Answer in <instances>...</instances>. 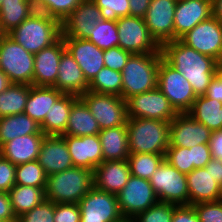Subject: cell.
<instances>
[{"label":"cell","instance_id":"obj_40","mask_svg":"<svg viewBox=\"0 0 222 222\" xmlns=\"http://www.w3.org/2000/svg\"><path fill=\"white\" fill-rule=\"evenodd\" d=\"M48 175L37 160L16 166L15 185L45 188Z\"/></svg>","mask_w":222,"mask_h":222},{"label":"cell","instance_id":"obj_54","mask_svg":"<svg viewBox=\"0 0 222 222\" xmlns=\"http://www.w3.org/2000/svg\"><path fill=\"white\" fill-rule=\"evenodd\" d=\"M151 0H129L130 16L144 18Z\"/></svg>","mask_w":222,"mask_h":222},{"label":"cell","instance_id":"obj_4","mask_svg":"<svg viewBox=\"0 0 222 222\" xmlns=\"http://www.w3.org/2000/svg\"><path fill=\"white\" fill-rule=\"evenodd\" d=\"M93 187L92 170L72 167L47 177L45 198L54 203L78 204Z\"/></svg>","mask_w":222,"mask_h":222},{"label":"cell","instance_id":"obj_20","mask_svg":"<svg viewBox=\"0 0 222 222\" xmlns=\"http://www.w3.org/2000/svg\"><path fill=\"white\" fill-rule=\"evenodd\" d=\"M74 167L94 170L103 162V151L99 135L63 136Z\"/></svg>","mask_w":222,"mask_h":222},{"label":"cell","instance_id":"obj_41","mask_svg":"<svg viewBox=\"0 0 222 222\" xmlns=\"http://www.w3.org/2000/svg\"><path fill=\"white\" fill-rule=\"evenodd\" d=\"M173 216V204L157 202L152 207L137 214L129 222H171Z\"/></svg>","mask_w":222,"mask_h":222},{"label":"cell","instance_id":"obj_23","mask_svg":"<svg viewBox=\"0 0 222 222\" xmlns=\"http://www.w3.org/2000/svg\"><path fill=\"white\" fill-rule=\"evenodd\" d=\"M131 175L128 160L103 161L93 170L94 187L117 195Z\"/></svg>","mask_w":222,"mask_h":222},{"label":"cell","instance_id":"obj_12","mask_svg":"<svg viewBox=\"0 0 222 222\" xmlns=\"http://www.w3.org/2000/svg\"><path fill=\"white\" fill-rule=\"evenodd\" d=\"M80 222H126L117 196L93 187L80 201Z\"/></svg>","mask_w":222,"mask_h":222},{"label":"cell","instance_id":"obj_22","mask_svg":"<svg viewBox=\"0 0 222 222\" xmlns=\"http://www.w3.org/2000/svg\"><path fill=\"white\" fill-rule=\"evenodd\" d=\"M66 50L63 38L34 54L33 86L52 87L58 77L59 63Z\"/></svg>","mask_w":222,"mask_h":222},{"label":"cell","instance_id":"obj_43","mask_svg":"<svg viewBox=\"0 0 222 222\" xmlns=\"http://www.w3.org/2000/svg\"><path fill=\"white\" fill-rule=\"evenodd\" d=\"M164 160L174 166L179 172L188 174L194 170L191 151L185 147H168Z\"/></svg>","mask_w":222,"mask_h":222},{"label":"cell","instance_id":"obj_3","mask_svg":"<svg viewBox=\"0 0 222 222\" xmlns=\"http://www.w3.org/2000/svg\"><path fill=\"white\" fill-rule=\"evenodd\" d=\"M129 153L165 155L169 147L170 122L145 119H127Z\"/></svg>","mask_w":222,"mask_h":222},{"label":"cell","instance_id":"obj_49","mask_svg":"<svg viewBox=\"0 0 222 222\" xmlns=\"http://www.w3.org/2000/svg\"><path fill=\"white\" fill-rule=\"evenodd\" d=\"M191 151L192 164L194 169L205 167L212 159L209 144H200L189 148Z\"/></svg>","mask_w":222,"mask_h":222},{"label":"cell","instance_id":"obj_45","mask_svg":"<svg viewBox=\"0 0 222 222\" xmlns=\"http://www.w3.org/2000/svg\"><path fill=\"white\" fill-rule=\"evenodd\" d=\"M199 222H222V200L193 204Z\"/></svg>","mask_w":222,"mask_h":222},{"label":"cell","instance_id":"obj_29","mask_svg":"<svg viewBox=\"0 0 222 222\" xmlns=\"http://www.w3.org/2000/svg\"><path fill=\"white\" fill-rule=\"evenodd\" d=\"M103 151V161L128 160V133L127 126H116L99 132Z\"/></svg>","mask_w":222,"mask_h":222},{"label":"cell","instance_id":"obj_44","mask_svg":"<svg viewBox=\"0 0 222 222\" xmlns=\"http://www.w3.org/2000/svg\"><path fill=\"white\" fill-rule=\"evenodd\" d=\"M54 202L45 199L32 210L17 218V222H54Z\"/></svg>","mask_w":222,"mask_h":222},{"label":"cell","instance_id":"obj_18","mask_svg":"<svg viewBox=\"0 0 222 222\" xmlns=\"http://www.w3.org/2000/svg\"><path fill=\"white\" fill-rule=\"evenodd\" d=\"M211 16L210 0H178L174 13V40L180 39L198 23Z\"/></svg>","mask_w":222,"mask_h":222},{"label":"cell","instance_id":"obj_57","mask_svg":"<svg viewBox=\"0 0 222 222\" xmlns=\"http://www.w3.org/2000/svg\"><path fill=\"white\" fill-rule=\"evenodd\" d=\"M12 82L8 78V76L0 69V93L5 91Z\"/></svg>","mask_w":222,"mask_h":222},{"label":"cell","instance_id":"obj_55","mask_svg":"<svg viewBox=\"0 0 222 222\" xmlns=\"http://www.w3.org/2000/svg\"><path fill=\"white\" fill-rule=\"evenodd\" d=\"M210 168L211 175L215 181L222 187V160L212 158L205 166Z\"/></svg>","mask_w":222,"mask_h":222},{"label":"cell","instance_id":"obj_17","mask_svg":"<svg viewBox=\"0 0 222 222\" xmlns=\"http://www.w3.org/2000/svg\"><path fill=\"white\" fill-rule=\"evenodd\" d=\"M66 50L72 55L77 62L88 83L103 68L104 50L88 39H77L71 37H62Z\"/></svg>","mask_w":222,"mask_h":222},{"label":"cell","instance_id":"obj_24","mask_svg":"<svg viewBox=\"0 0 222 222\" xmlns=\"http://www.w3.org/2000/svg\"><path fill=\"white\" fill-rule=\"evenodd\" d=\"M189 205L221 200V186L211 175L210 168H198L186 174Z\"/></svg>","mask_w":222,"mask_h":222},{"label":"cell","instance_id":"obj_50","mask_svg":"<svg viewBox=\"0 0 222 222\" xmlns=\"http://www.w3.org/2000/svg\"><path fill=\"white\" fill-rule=\"evenodd\" d=\"M171 222H199V218L193 205H173Z\"/></svg>","mask_w":222,"mask_h":222},{"label":"cell","instance_id":"obj_16","mask_svg":"<svg viewBox=\"0 0 222 222\" xmlns=\"http://www.w3.org/2000/svg\"><path fill=\"white\" fill-rule=\"evenodd\" d=\"M212 132L188 113H178L170 122L169 147L190 148L209 144Z\"/></svg>","mask_w":222,"mask_h":222},{"label":"cell","instance_id":"obj_38","mask_svg":"<svg viewBox=\"0 0 222 222\" xmlns=\"http://www.w3.org/2000/svg\"><path fill=\"white\" fill-rule=\"evenodd\" d=\"M83 0H31L35 11L47 14L61 23Z\"/></svg>","mask_w":222,"mask_h":222},{"label":"cell","instance_id":"obj_39","mask_svg":"<svg viewBox=\"0 0 222 222\" xmlns=\"http://www.w3.org/2000/svg\"><path fill=\"white\" fill-rule=\"evenodd\" d=\"M88 40L102 50L117 47L119 37L116 21L99 20L96 27L92 31H89Z\"/></svg>","mask_w":222,"mask_h":222},{"label":"cell","instance_id":"obj_10","mask_svg":"<svg viewBox=\"0 0 222 222\" xmlns=\"http://www.w3.org/2000/svg\"><path fill=\"white\" fill-rule=\"evenodd\" d=\"M118 46L131 54L162 53L161 46L150 35L143 18L121 17L116 21Z\"/></svg>","mask_w":222,"mask_h":222},{"label":"cell","instance_id":"obj_14","mask_svg":"<svg viewBox=\"0 0 222 222\" xmlns=\"http://www.w3.org/2000/svg\"><path fill=\"white\" fill-rule=\"evenodd\" d=\"M180 40L203 55L222 61V23L211 16L201 21Z\"/></svg>","mask_w":222,"mask_h":222},{"label":"cell","instance_id":"obj_21","mask_svg":"<svg viewBox=\"0 0 222 222\" xmlns=\"http://www.w3.org/2000/svg\"><path fill=\"white\" fill-rule=\"evenodd\" d=\"M37 161L49 176L74 167L63 136L45 135Z\"/></svg>","mask_w":222,"mask_h":222},{"label":"cell","instance_id":"obj_36","mask_svg":"<svg viewBox=\"0 0 222 222\" xmlns=\"http://www.w3.org/2000/svg\"><path fill=\"white\" fill-rule=\"evenodd\" d=\"M88 91L122 97L121 72L103 67L89 83Z\"/></svg>","mask_w":222,"mask_h":222},{"label":"cell","instance_id":"obj_2","mask_svg":"<svg viewBox=\"0 0 222 222\" xmlns=\"http://www.w3.org/2000/svg\"><path fill=\"white\" fill-rule=\"evenodd\" d=\"M8 35L26 51L36 54L61 38L62 23L45 13L34 11Z\"/></svg>","mask_w":222,"mask_h":222},{"label":"cell","instance_id":"obj_46","mask_svg":"<svg viewBox=\"0 0 222 222\" xmlns=\"http://www.w3.org/2000/svg\"><path fill=\"white\" fill-rule=\"evenodd\" d=\"M132 54L119 46L104 50V65L107 68L121 72Z\"/></svg>","mask_w":222,"mask_h":222},{"label":"cell","instance_id":"obj_11","mask_svg":"<svg viewBox=\"0 0 222 222\" xmlns=\"http://www.w3.org/2000/svg\"><path fill=\"white\" fill-rule=\"evenodd\" d=\"M116 196L119 211L126 222L158 202L150 181L133 175Z\"/></svg>","mask_w":222,"mask_h":222},{"label":"cell","instance_id":"obj_31","mask_svg":"<svg viewBox=\"0 0 222 222\" xmlns=\"http://www.w3.org/2000/svg\"><path fill=\"white\" fill-rule=\"evenodd\" d=\"M29 134H44L40 125L25 113L0 117V147L8 141Z\"/></svg>","mask_w":222,"mask_h":222},{"label":"cell","instance_id":"obj_34","mask_svg":"<svg viewBox=\"0 0 222 222\" xmlns=\"http://www.w3.org/2000/svg\"><path fill=\"white\" fill-rule=\"evenodd\" d=\"M44 189L26 185H14L11 188L8 195L17 218L46 199Z\"/></svg>","mask_w":222,"mask_h":222},{"label":"cell","instance_id":"obj_51","mask_svg":"<svg viewBox=\"0 0 222 222\" xmlns=\"http://www.w3.org/2000/svg\"><path fill=\"white\" fill-rule=\"evenodd\" d=\"M0 221L17 222L8 193L0 192Z\"/></svg>","mask_w":222,"mask_h":222},{"label":"cell","instance_id":"obj_1","mask_svg":"<svg viewBox=\"0 0 222 222\" xmlns=\"http://www.w3.org/2000/svg\"><path fill=\"white\" fill-rule=\"evenodd\" d=\"M163 58L190 82L195 95L203 96L220 69V63L184 44L180 39L161 46Z\"/></svg>","mask_w":222,"mask_h":222},{"label":"cell","instance_id":"obj_26","mask_svg":"<svg viewBox=\"0 0 222 222\" xmlns=\"http://www.w3.org/2000/svg\"><path fill=\"white\" fill-rule=\"evenodd\" d=\"M44 137V134L17 137L0 147V155L16 166L37 160Z\"/></svg>","mask_w":222,"mask_h":222},{"label":"cell","instance_id":"obj_15","mask_svg":"<svg viewBox=\"0 0 222 222\" xmlns=\"http://www.w3.org/2000/svg\"><path fill=\"white\" fill-rule=\"evenodd\" d=\"M177 0H151L144 16L150 35L162 46L174 40V13Z\"/></svg>","mask_w":222,"mask_h":222},{"label":"cell","instance_id":"obj_27","mask_svg":"<svg viewBox=\"0 0 222 222\" xmlns=\"http://www.w3.org/2000/svg\"><path fill=\"white\" fill-rule=\"evenodd\" d=\"M62 91L49 86L30 85L24 113L41 125L53 104L63 95Z\"/></svg>","mask_w":222,"mask_h":222},{"label":"cell","instance_id":"obj_33","mask_svg":"<svg viewBox=\"0 0 222 222\" xmlns=\"http://www.w3.org/2000/svg\"><path fill=\"white\" fill-rule=\"evenodd\" d=\"M35 11L31 0H3L0 6V24L8 34Z\"/></svg>","mask_w":222,"mask_h":222},{"label":"cell","instance_id":"obj_37","mask_svg":"<svg viewBox=\"0 0 222 222\" xmlns=\"http://www.w3.org/2000/svg\"><path fill=\"white\" fill-rule=\"evenodd\" d=\"M165 155L151 153H135L128 156L131 175L150 180Z\"/></svg>","mask_w":222,"mask_h":222},{"label":"cell","instance_id":"obj_9","mask_svg":"<svg viewBox=\"0 0 222 222\" xmlns=\"http://www.w3.org/2000/svg\"><path fill=\"white\" fill-rule=\"evenodd\" d=\"M79 98L86 104L101 130L127 123V102L120 96L87 91Z\"/></svg>","mask_w":222,"mask_h":222},{"label":"cell","instance_id":"obj_32","mask_svg":"<svg viewBox=\"0 0 222 222\" xmlns=\"http://www.w3.org/2000/svg\"><path fill=\"white\" fill-rule=\"evenodd\" d=\"M193 119L201 122L211 132L222 130V102L203 96H197L187 112Z\"/></svg>","mask_w":222,"mask_h":222},{"label":"cell","instance_id":"obj_5","mask_svg":"<svg viewBox=\"0 0 222 222\" xmlns=\"http://www.w3.org/2000/svg\"><path fill=\"white\" fill-rule=\"evenodd\" d=\"M162 53L132 54L121 71L122 98L126 101L136 94L157 88L158 69Z\"/></svg>","mask_w":222,"mask_h":222},{"label":"cell","instance_id":"obj_59","mask_svg":"<svg viewBox=\"0 0 222 222\" xmlns=\"http://www.w3.org/2000/svg\"><path fill=\"white\" fill-rule=\"evenodd\" d=\"M220 70L222 71V61L220 62Z\"/></svg>","mask_w":222,"mask_h":222},{"label":"cell","instance_id":"obj_47","mask_svg":"<svg viewBox=\"0 0 222 222\" xmlns=\"http://www.w3.org/2000/svg\"><path fill=\"white\" fill-rule=\"evenodd\" d=\"M54 222H80V207L77 203H54Z\"/></svg>","mask_w":222,"mask_h":222},{"label":"cell","instance_id":"obj_42","mask_svg":"<svg viewBox=\"0 0 222 222\" xmlns=\"http://www.w3.org/2000/svg\"><path fill=\"white\" fill-rule=\"evenodd\" d=\"M101 11L102 20L117 21L130 16L129 0H92Z\"/></svg>","mask_w":222,"mask_h":222},{"label":"cell","instance_id":"obj_28","mask_svg":"<svg viewBox=\"0 0 222 222\" xmlns=\"http://www.w3.org/2000/svg\"><path fill=\"white\" fill-rule=\"evenodd\" d=\"M79 99L74 94H63L46 114L40 125L44 135L62 136L65 134L72 105Z\"/></svg>","mask_w":222,"mask_h":222},{"label":"cell","instance_id":"obj_48","mask_svg":"<svg viewBox=\"0 0 222 222\" xmlns=\"http://www.w3.org/2000/svg\"><path fill=\"white\" fill-rule=\"evenodd\" d=\"M16 165L0 156V192L8 193L15 185Z\"/></svg>","mask_w":222,"mask_h":222},{"label":"cell","instance_id":"obj_35","mask_svg":"<svg viewBox=\"0 0 222 222\" xmlns=\"http://www.w3.org/2000/svg\"><path fill=\"white\" fill-rule=\"evenodd\" d=\"M30 85L12 83L0 93V117L24 113Z\"/></svg>","mask_w":222,"mask_h":222},{"label":"cell","instance_id":"obj_25","mask_svg":"<svg viewBox=\"0 0 222 222\" xmlns=\"http://www.w3.org/2000/svg\"><path fill=\"white\" fill-rule=\"evenodd\" d=\"M88 86L83 71L72 55L65 50L61 55L56 83L52 87L64 94L80 96L88 91Z\"/></svg>","mask_w":222,"mask_h":222},{"label":"cell","instance_id":"obj_30","mask_svg":"<svg viewBox=\"0 0 222 222\" xmlns=\"http://www.w3.org/2000/svg\"><path fill=\"white\" fill-rule=\"evenodd\" d=\"M101 129L86 104L79 98L70 110L67 128L62 136L98 135Z\"/></svg>","mask_w":222,"mask_h":222},{"label":"cell","instance_id":"obj_13","mask_svg":"<svg viewBox=\"0 0 222 222\" xmlns=\"http://www.w3.org/2000/svg\"><path fill=\"white\" fill-rule=\"evenodd\" d=\"M126 102L128 118L157 119L171 122L178 114L158 88L133 95Z\"/></svg>","mask_w":222,"mask_h":222},{"label":"cell","instance_id":"obj_58","mask_svg":"<svg viewBox=\"0 0 222 222\" xmlns=\"http://www.w3.org/2000/svg\"><path fill=\"white\" fill-rule=\"evenodd\" d=\"M6 35V33L2 30L1 24H0V39L3 38Z\"/></svg>","mask_w":222,"mask_h":222},{"label":"cell","instance_id":"obj_8","mask_svg":"<svg viewBox=\"0 0 222 222\" xmlns=\"http://www.w3.org/2000/svg\"><path fill=\"white\" fill-rule=\"evenodd\" d=\"M149 181L159 202L189 205L186 174L179 172L166 160L162 161Z\"/></svg>","mask_w":222,"mask_h":222},{"label":"cell","instance_id":"obj_7","mask_svg":"<svg viewBox=\"0 0 222 222\" xmlns=\"http://www.w3.org/2000/svg\"><path fill=\"white\" fill-rule=\"evenodd\" d=\"M157 88L177 113H187L197 97L190 82L164 58L159 64Z\"/></svg>","mask_w":222,"mask_h":222},{"label":"cell","instance_id":"obj_6","mask_svg":"<svg viewBox=\"0 0 222 222\" xmlns=\"http://www.w3.org/2000/svg\"><path fill=\"white\" fill-rule=\"evenodd\" d=\"M0 69L12 83L33 85L34 54L6 34L0 39Z\"/></svg>","mask_w":222,"mask_h":222},{"label":"cell","instance_id":"obj_19","mask_svg":"<svg viewBox=\"0 0 222 222\" xmlns=\"http://www.w3.org/2000/svg\"><path fill=\"white\" fill-rule=\"evenodd\" d=\"M101 11L92 0H83L79 6L62 22V36L88 39L99 20Z\"/></svg>","mask_w":222,"mask_h":222},{"label":"cell","instance_id":"obj_56","mask_svg":"<svg viewBox=\"0 0 222 222\" xmlns=\"http://www.w3.org/2000/svg\"><path fill=\"white\" fill-rule=\"evenodd\" d=\"M212 16L222 23V0H212Z\"/></svg>","mask_w":222,"mask_h":222},{"label":"cell","instance_id":"obj_53","mask_svg":"<svg viewBox=\"0 0 222 222\" xmlns=\"http://www.w3.org/2000/svg\"><path fill=\"white\" fill-rule=\"evenodd\" d=\"M209 146L212 158L222 160V130L212 132Z\"/></svg>","mask_w":222,"mask_h":222},{"label":"cell","instance_id":"obj_52","mask_svg":"<svg viewBox=\"0 0 222 222\" xmlns=\"http://www.w3.org/2000/svg\"><path fill=\"white\" fill-rule=\"evenodd\" d=\"M205 96L222 102V71L220 69L211 81Z\"/></svg>","mask_w":222,"mask_h":222}]
</instances>
